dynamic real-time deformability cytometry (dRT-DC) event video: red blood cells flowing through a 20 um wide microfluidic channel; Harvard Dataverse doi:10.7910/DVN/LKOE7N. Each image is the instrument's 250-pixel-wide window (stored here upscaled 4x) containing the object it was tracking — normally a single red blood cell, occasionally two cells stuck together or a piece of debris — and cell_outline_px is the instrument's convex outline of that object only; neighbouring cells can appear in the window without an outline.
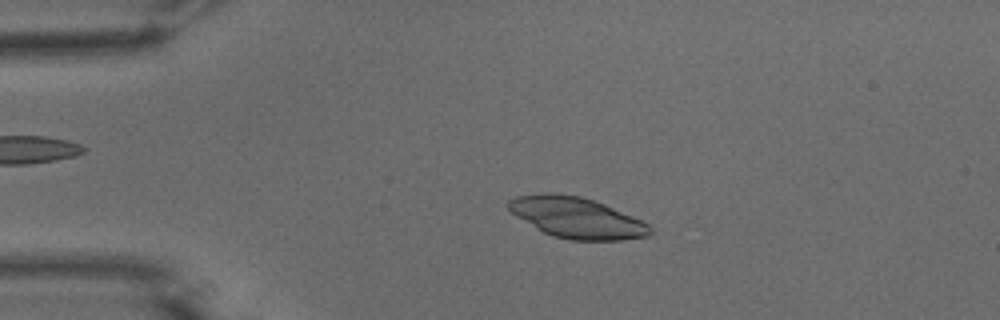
{"species": "common noctule bat (a hibernating species)", "species_latin": "Nyctalus noctula", "temperature_condition": "warm", "stored_images_in_passage": 4, "camera_frame_rate_fps": 3000, "um_per_image_px": 0.085, "animal": {"sex": "male", "body_mass_g": 15.6}, "frame": {"image": 1, "passage_image": 3, "time_ms": 0.667, "image_size_px": [1000, 320], "cell_outline_px": [[652, 232], [648, 236], [620, 240], [572, 240], [552, 236], [544, 232], [516, 216], [508, 208], [508, 200], [516, 196], [544, 192], [552, 192], [580, 196], [604, 204], [640, 220], [648, 224], [652, 228]], "centroid_in_image_um": [49.0, 18.5], "position_along_channel_um": 36.0, "area_um2": 33.41}}